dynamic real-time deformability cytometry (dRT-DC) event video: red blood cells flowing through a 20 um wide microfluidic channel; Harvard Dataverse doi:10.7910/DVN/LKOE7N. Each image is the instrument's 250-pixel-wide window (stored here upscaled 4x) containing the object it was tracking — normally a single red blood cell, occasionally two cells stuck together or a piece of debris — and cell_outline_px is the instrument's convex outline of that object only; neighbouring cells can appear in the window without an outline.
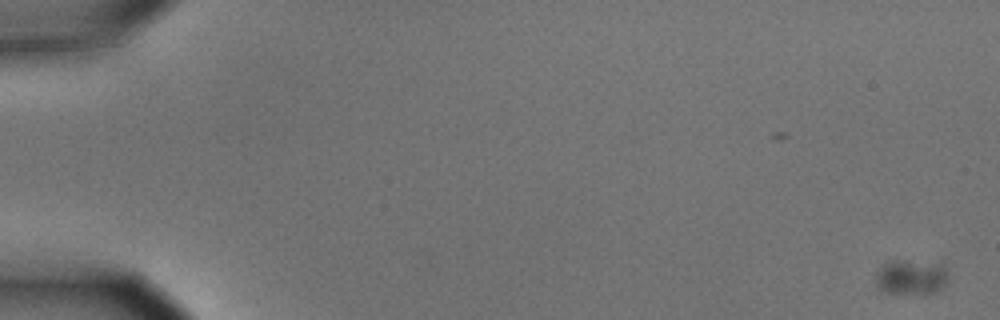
{"species": "common noctule bat (a hibernating species)", "species_latin": "Nyctalus noctula", "temperature_condition": "cold", "stored_images_in_passage": 7, "segment_of_instrument_passage": [1, 2], "camera_frame_rate_fps": 3000, "um_per_image_px": 0.085, "animal": {"sex": "male", "body_mass_g": 15.6}, "frame": {"image": 1, "passage_image": 1, "time_ms": 0.0, "image_size_px": [1000, 320], "cell_outline_px": [[944, 284], [940, 288], [932, 292], [880, 292], [876, 288], [876, 272], [884, 264], [892, 260], [904, 260], [940, 264], [944, 272]], "centroid_in_image_um": [77.31, 23.54], "position_along_channel_um": 7.7, "area_um2": 14.05}}
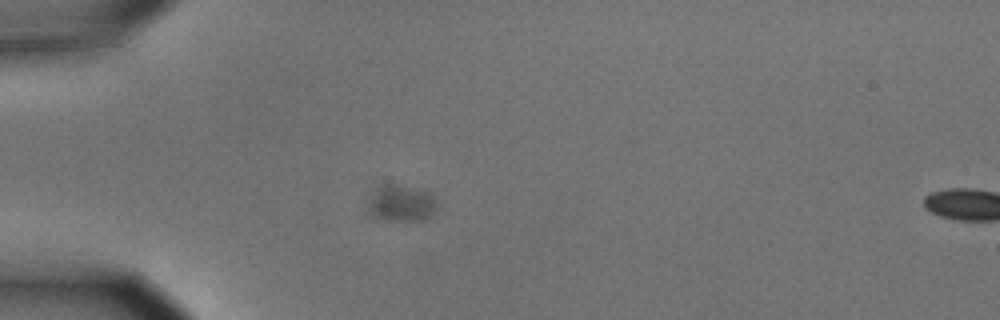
{"frame": {"image": 2, "passage_image": 6, "time_ms": 1.667, "image_size_px": [1000, 320], "cell_outline_px": [[436, 208], [432, 216], [424, 220], [388, 220], [368, 216], [368, 196], [372, 188], [380, 184], [396, 184], [424, 192], [432, 196], [436, 200]], "centroid_in_image_um": [34.0, 17.28], "position_along_channel_um": 51.0, "area_um2": 14.91}}